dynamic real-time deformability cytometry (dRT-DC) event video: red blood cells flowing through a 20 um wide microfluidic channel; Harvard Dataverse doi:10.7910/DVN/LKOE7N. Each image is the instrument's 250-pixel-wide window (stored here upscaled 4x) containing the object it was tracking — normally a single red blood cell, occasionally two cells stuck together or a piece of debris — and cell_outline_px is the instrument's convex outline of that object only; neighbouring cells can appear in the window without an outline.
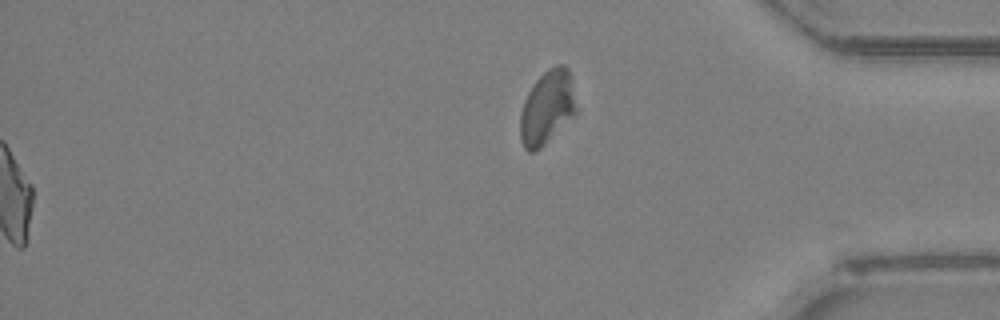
{"species": "Egyptian fruit bat (a non-hibernating species)", "species_latin": "Rousettus aegyptiacus", "temperature_condition": "room temperature", "stored_images_in_passage": 35, "segment_of_instrument_passage": [2, 2], "camera_frame_rate_fps": 3000, "um_per_image_px": 0.085, "animal": {"sex": "female"}, "frame": {"image": 1, "passage_image": 35, "time_ms": 11.333, "image_size_px": [1000, 320], "cell_outline_px": [[576, 112], [536, 152], [528, 152], [524, 148], [520, 140], [520, 116], [524, 100], [528, 92], [536, 80], [548, 68], [556, 64], [564, 64], [568, 68], [576, 108]], "centroid_in_image_um": [46.46, 9.13], "position_along_channel_um": 388.7, "area_um2": 23.64}}